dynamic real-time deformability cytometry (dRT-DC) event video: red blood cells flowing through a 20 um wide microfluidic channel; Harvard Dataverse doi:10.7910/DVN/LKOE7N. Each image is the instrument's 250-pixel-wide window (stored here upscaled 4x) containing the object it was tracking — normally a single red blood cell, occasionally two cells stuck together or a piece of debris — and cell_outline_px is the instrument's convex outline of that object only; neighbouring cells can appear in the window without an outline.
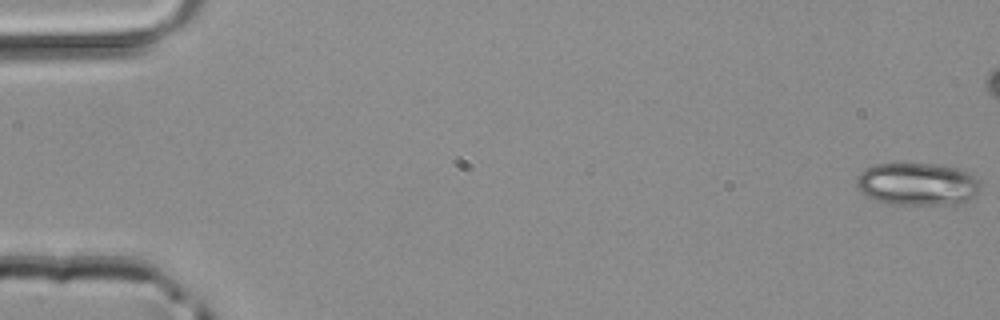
{"species": "common noctule bat (a hibernating species)", "species_latin": "Nyctalus noctula", "temperature_condition": "room temperature", "stored_images_in_passage": 42, "camera_frame_rate_fps": 3000, "um_per_image_px": 0.085, "animal": {"sex": "male", "body_mass_g": 20.4}, "frame": {"image": 1, "passage_image": 1, "time_ms": 0.0, "image_size_px": [1000, 320], "cell_outline_px": [[980, 184], [976, 196], [964, 204], [888, 204], [876, 200], [868, 196], [856, 184], [856, 180], [860, 172], [872, 164], [936, 164], [960, 168], [968, 172]], "centroid_in_image_um": [78.01, 15.65], "position_along_channel_um": 7.0, "area_um2": 30.75}}
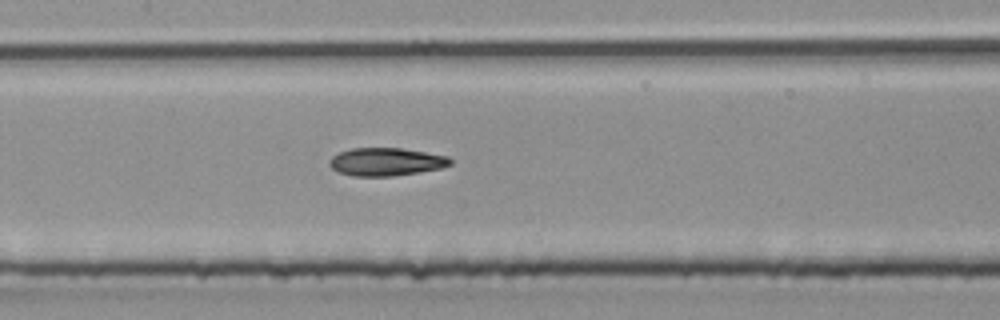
{"frame": {"image": 2, "passage_image": 24, "time_ms": 7.667, "image_size_px": [1000, 320], "cell_outline_px": [[452, 164], [440, 168], [420, 172], [392, 176], [352, 176], [336, 172], [328, 164], [328, 160], [332, 156], [340, 152], [352, 148], [400, 148], [448, 156], [452, 160]], "centroid_in_image_um": [32.78, 13.76], "position_along_channel_um": 174.6, "area_um2": 19.77}}
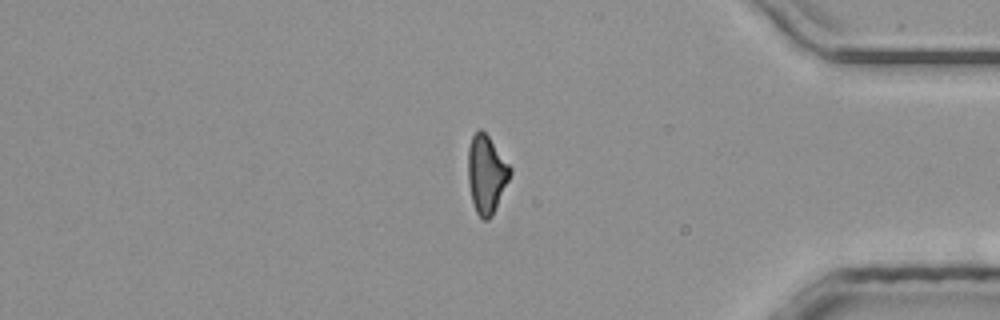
{"frame": {"image": 3, "passage_image": 41, "time_ms": 13.333, "image_size_px": [1000, 320], "cell_outline_px": [[512, 172], [492, 216], [488, 220], [484, 220], [476, 212], [472, 200], [468, 184], [468, 148], [472, 136], [480, 128], [488, 136], [512, 168]], "centroid_in_image_um": [41.34, 14.81], "position_along_channel_um": 393.9, "area_um2": 18.96}}